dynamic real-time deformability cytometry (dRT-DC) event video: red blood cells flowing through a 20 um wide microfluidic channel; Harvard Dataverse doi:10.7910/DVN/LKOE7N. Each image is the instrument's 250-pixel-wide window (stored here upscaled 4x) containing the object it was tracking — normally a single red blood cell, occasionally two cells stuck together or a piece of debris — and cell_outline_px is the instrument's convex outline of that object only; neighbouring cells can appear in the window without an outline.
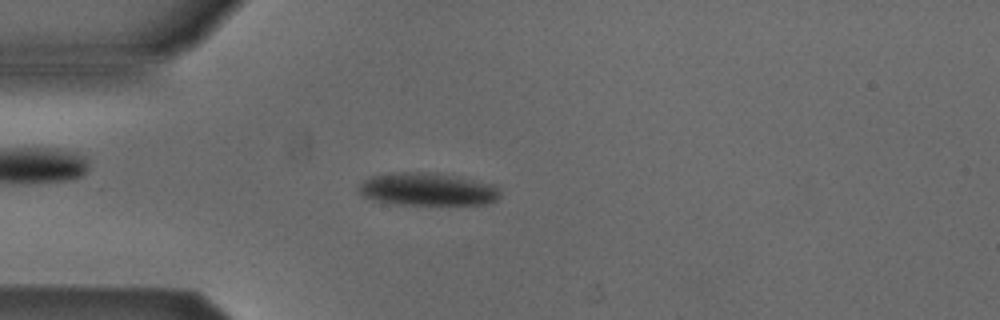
{"species": "Egyptian fruit bat (a non-hibernating species)", "species_latin": "Rousettus aegyptiacus", "temperature_condition": "cold", "stored_images_in_passage": 4, "camera_frame_rate_fps": 3000, "um_per_image_px": 0.085, "animal": {"sex": "male"}, "frame": {"image": 1, "passage_image": 4, "time_ms": 1.0, "image_size_px": [1000, 320], "cell_outline_px": [[500, 196], [496, 200], [484, 204], [392, 204], [360, 196], [356, 192], [356, 188], [364, 180], [372, 176], [392, 172], [436, 172], [496, 184], [500, 192]], "centroid_in_image_um": [36.3, 16.07], "position_along_channel_um": 48.7, "area_um2": 27.34}}